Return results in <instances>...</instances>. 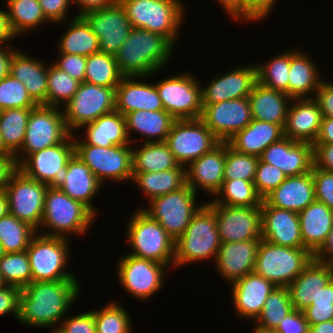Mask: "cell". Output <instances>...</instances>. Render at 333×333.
Returning a JSON list of instances; mask_svg holds the SVG:
<instances>
[{
	"instance_id": "obj_75",
	"label": "cell",
	"mask_w": 333,
	"mask_h": 333,
	"mask_svg": "<svg viewBox=\"0 0 333 333\" xmlns=\"http://www.w3.org/2000/svg\"><path fill=\"white\" fill-rule=\"evenodd\" d=\"M0 156H14L5 146L3 137L0 133Z\"/></svg>"
},
{
	"instance_id": "obj_5",
	"label": "cell",
	"mask_w": 333,
	"mask_h": 333,
	"mask_svg": "<svg viewBox=\"0 0 333 333\" xmlns=\"http://www.w3.org/2000/svg\"><path fill=\"white\" fill-rule=\"evenodd\" d=\"M220 245L215 213L204 204L175 241L174 267L211 258L215 261Z\"/></svg>"
},
{
	"instance_id": "obj_72",
	"label": "cell",
	"mask_w": 333,
	"mask_h": 333,
	"mask_svg": "<svg viewBox=\"0 0 333 333\" xmlns=\"http://www.w3.org/2000/svg\"><path fill=\"white\" fill-rule=\"evenodd\" d=\"M15 39L12 35L7 21L6 10H0V46H4V43H7Z\"/></svg>"
},
{
	"instance_id": "obj_58",
	"label": "cell",
	"mask_w": 333,
	"mask_h": 333,
	"mask_svg": "<svg viewBox=\"0 0 333 333\" xmlns=\"http://www.w3.org/2000/svg\"><path fill=\"white\" fill-rule=\"evenodd\" d=\"M277 0H242V20L247 23L263 20L275 7ZM274 6V7H273Z\"/></svg>"
},
{
	"instance_id": "obj_15",
	"label": "cell",
	"mask_w": 333,
	"mask_h": 333,
	"mask_svg": "<svg viewBox=\"0 0 333 333\" xmlns=\"http://www.w3.org/2000/svg\"><path fill=\"white\" fill-rule=\"evenodd\" d=\"M179 165L185 168L221 141L200 119L175 120L165 141Z\"/></svg>"
},
{
	"instance_id": "obj_41",
	"label": "cell",
	"mask_w": 333,
	"mask_h": 333,
	"mask_svg": "<svg viewBox=\"0 0 333 333\" xmlns=\"http://www.w3.org/2000/svg\"><path fill=\"white\" fill-rule=\"evenodd\" d=\"M9 29L16 38L49 22L38 0H6Z\"/></svg>"
},
{
	"instance_id": "obj_67",
	"label": "cell",
	"mask_w": 333,
	"mask_h": 333,
	"mask_svg": "<svg viewBox=\"0 0 333 333\" xmlns=\"http://www.w3.org/2000/svg\"><path fill=\"white\" fill-rule=\"evenodd\" d=\"M313 144H333V118L322 117L319 133Z\"/></svg>"
},
{
	"instance_id": "obj_11",
	"label": "cell",
	"mask_w": 333,
	"mask_h": 333,
	"mask_svg": "<svg viewBox=\"0 0 333 333\" xmlns=\"http://www.w3.org/2000/svg\"><path fill=\"white\" fill-rule=\"evenodd\" d=\"M62 108L39 104L32 108L21 149L14 155L17 166L27 155L62 143L71 133ZM21 155V156H20Z\"/></svg>"
},
{
	"instance_id": "obj_3",
	"label": "cell",
	"mask_w": 333,
	"mask_h": 333,
	"mask_svg": "<svg viewBox=\"0 0 333 333\" xmlns=\"http://www.w3.org/2000/svg\"><path fill=\"white\" fill-rule=\"evenodd\" d=\"M96 217L82 202L70 198L60 189L48 187L40 228L46 227L49 231L40 234L62 238H68L69 234L84 235Z\"/></svg>"
},
{
	"instance_id": "obj_46",
	"label": "cell",
	"mask_w": 333,
	"mask_h": 333,
	"mask_svg": "<svg viewBox=\"0 0 333 333\" xmlns=\"http://www.w3.org/2000/svg\"><path fill=\"white\" fill-rule=\"evenodd\" d=\"M32 108H11L0 111V133L6 148L15 155L23 145Z\"/></svg>"
},
{
	"instance_id": "obj_65",
	"label": "cell",
	"mask_w": 333,
	"mask_h": 333,
	"mask_svg": "<svg viewBox=\"0 0 333 333\" xmlns=\"http://www.w3.org/2000/svg\"><path fill=\"white\" fill-rule=\"evenodd\" d=\"M73 3L79 5V13L77 16H83L86 12L110 7L118 2V0H72ZM81 9V10H80Z\"/></svg>"
},
{
	"instance_id": "obj_68",
	"label": "cell",
	"mask_w": 333,
	"mask_h": 333,
	"mask_svg": "<svg viewBox=\"0 0 333 333\" xmlns=\"http://www.w3.org/2000/svg\"><path fill=\"white\" fill-rule=\"evenodd\" d=\"M16 168L14 156H0V190H4L10 174Z\"/></svg>"
},
{
	"instance_id": "obj_62",
	"label": "cell",
	"mask_w": 333,
	"mask_h": 333,
	"mask_svg": "<svg viewBox=\"0 0 333 333\" xmlns=\"http://www.w3.org/2000/svg\"><path fill=\"white\" fill-rule=\"evenodd\" d=\"M314 99L319 104L322 117L333 118V83L331 81L321 82Z\"/></svg>"
},
{
	"instance_id": "obj_10",
	"label": "cell",
	"mask_w": 333,
	"mask_h": 333,
	"mask_svg": "<svg viewBox=\"0 0 333 333\" xmlns=\"http://www.w3.org/2000/svg\"><path fill=\"white\" fill-rule=\"evenodd\" d=\"M196 193L188 184L184 187L153 198L149 208L141 207L151 219L157 221L176 241L187 229L192 217L205 204H195Z\"/></svg>"
},
{
	"instance_id": "obj_45",
	"label": "cell",
	"mask_w": 333,
	"mask_h": 333,
	"mask_svg": "<svg viewBox=\"0 0 333 333\" xmlns=\"http://www.w3.org/2000/svg\"><path fill=\"white\" fill-rule=\"evenodd\" d=\"M122 78L114 55L99 51L87 57L84 82L117 87Z\"/></svg>"
},
{
	"instance_id": "obj_6",
	"label": "cell",
	"mask_w": 333,
	"mask_h": 333,
	"mask_svg": "<svg viewBox=\"0 0 333 333\" xmlns=\"http://www.w3.org/2000/svg\"><path fill=\"white\" fill-rule=\"evenodd\" d=\"M127 242L132 256L148 259L174 268L175 240L140 208L128 219Z\"/></svg>"
},
{
	"instance_id": "obj_14",
	"label": "cell",
	"mask_w": 333,
	"mask_h": 333,
	"mask_svg": "<svg viewBox=\"0 0 333 333\" xmlns=\"http://www.w3.org/2000/svg\"><path fill=\"white\" fill-rule=\"evenodd\" d=\"M73 154V134H70L62 143L27 155L16 167L25 176L59 189L64 184L67 162Z\"/></svg>"
},
{
	"instance_id": "obj_23",
	"label": "cell",
	"mask_w": 333,
	"mask_h": 333,
	"mask_svg": "<svg viewBox=\"0 0 333 333\" xmlns=\"http://www.w3.org/2000/svg\"><path fill=\"white\" fill-rule=\"evenodd\" d=\"M259 160L277 166L287 177L310 172L313 166V144L284 137L272 143Z\"/></svg>"
},
{
	"instance_id": "obj_53",
	"label": "cell",
	"mask_w": 333,
	"mask_h": 333,
	"mask_svg": "<svg viewBox=\"0 0 333 333\" xmlns=\"http://www.w3.org/2000/svg\"><path fill=\"white\" fill-rule=\"evenodd\" d=\"M37 105L18 79L9 74L0 80V111L11 108H34Z\"/></svg>"
},
{
	"instance_id": "obj_70",
	"label": "cell",
	"mask_w": 333,
	"mask_h": 333,
	"mask_svg": "<svg viewBox=\"0 0 333 333\" xmlns=\"http://www.w3.org/2000/svg\"><path fill=\"white\" fill-rule=\"evenodd\" d=\"M233 20H242V0H217Z\"/></svg>"
},
{
	"instance_id": "obj_16",
	"label": "cell",
	"mask_w": 333,
	"mask_h": 333,
	"mask_svg": "<svg viewBox=\"0 0 333 333\" xmlns=\"http://www.w3.org/2000/svg\"><path fill=\"white\" fill-rule=\"evenodd\" d=\"M164 110L176 120L199 119L202 113L201 86L187 73L155 82Z\"/></svg>"
},
{
	"instance_id": "obj_18",
	"label": "cell",
	"mask_w": 333,
	"mask_h": 333,
	"mask_svg": "<svg viewBox=\"0 0 333 333\" xmlns=\"http://www.w3.org/2000/svg\"><path fill=\"white\" fill-rule=\"evenodd\" d=\"M214 213L221 243L261 240V207L205 203Z\"/></svg>"
},
{
	"instance_id": "obj_17",
	"label": "cell",
	"mask_w": 333,
	"mask_h": 333,
	"mask_svg": "<svg viewBox=\"0 0 333 333\" xmlns=\"http://www.w3.org/2000/svg\"><path fill=\"white\" fill-rule=\"evenodd\" d=\"M117 276L121 288L141 300H147L163 286L168 265L148 259L138 258L130 254L120 257Z\"/></svg>"
},
{
	"instance_id": "obj_78",
	"label": "cell",
	"mask_w": 333,
	"mask_h": 333,
	"mask_svg": "<svg viewBox=\"0 0 333 333\" xmlns=\"http://www.w3.org/2000/svg\"><path fill=\"white\" fill-rule=\"evenodd\" d=\"M254 333H277L276 331H253Z\"/></svg>"
},
{
	"instance_id": "obj_63",
	"label": "cell",
	"mask_w": 333,
	"mask_h": 333,
	"mask_svg": "<svg viewBox=\"0 0 333 333\" xmlns=\"http://www.w3.org/2000/svg\"><path fill=\"white\" fill-rule=\"evenodd\" d=\"M313 165L333 172V144H313Z\"/></svg>"
},
{
	"instance_id": "obj_57",
	"label": "cell",
	"mask_w": 333,
	"mask_h": 333,
	"mask_svg": "<svg viewBox=\"0 0 333 333\" xmlns=\"http://www.w3.org/2000/svg\"><path fill=\"white\" fill-rule=\"evenodd\" d=\"M59 328L65 333H96L94 312L88 311L76 316L66 317Z\"/></svg>"
},
{
	"instance_id": "obj_28",
	"label": "cell",
	"mask_w": 333,
	"mask_h": 333,
	"mask_svg": "<svg viewBox=\"0 0 333 333\" xmlns=\"http://www.w3.org/2000/svg\"><path fill=\"white\" fill-rule=\"evenodd\" d=\"M288 108L285 137L313 144L318 136L322 114L314 98H294Z\"/></svg>"
},
{
	"instance_id": "obj_69",
	"label": "cell",
	"mask_w": 333,
	"mask_h": 333,
	"mask_svg": "<svg viewBox=\"0 0 333 333\" xmlns=\"http://www.w3.org/2000/svg\"><path fill=\"white\" fill-rule=\"evenodd\" d=\"M15 47L0 46V80L10 74V63L13 53L17 50Z\"/></svg>"
},
{
	"instance_id": "obj_30",
	"label": "cell",
	"mask_w": 333,
	"mask_h": 333,
	"mask_svg": "<svg viewBox=\"0 0 333 333\" xmlns=\"http://www.w3.org/2000/svg\"><path fill=\"white\" fill-rule=\"evenodd\" d=\"M263 200L269 206L301 212L315 200L312 172L287 177Z\"/></svg>"
},
{
	"instance_id": "obj_13",
	"label": "cell",
	"mask_w": 333,
	"mask_h": 333,
	"mask_svg": "<svg viewBox=\"0 0 333 333\" xmlns=\"http://www.w3.org/2000/svg\"><path fill=\"white\" fill-rule=\"evenodd\" d=\"M48 185L25 176L17 168L10 174L5 185L9 213L30 224L40 232Z\"/></svg>"
},
{
	"instance_id": "obj_38",
	"label": "cell",
	"mask_w": 333,
	"mask_h": 333,
	"mask_svg": "<svg viewBox=\"0 0 333 333\" xmlns=\"http://www.w3.org/2000/svg\"><path fill=\"white\" fill-rule=\"evenodd\" d=\"M124 117L129 139L135 132L145 137L146 143L166 141L172 124L176 120L165 110H137L125 114Z\"/></svg>"
},
{
	"instance_id": "obj_73",
	"label": "cell",
	"mask_w": 333,
	"mask_h": 333,
	"mask_svg": "<svg viewBox=\"0 0 333 333\" xmlns=\"http://www.w3.org/2000/svg\"><path fill=\"white\" fill-rule=\"evenodd\" d=\"M307 333H333V320L309 325Z\"/></svg>"
},
{
	"instance_id": "obj_27",
	"label": "cell",
	"mask_w": 333,
	"mask_h": 333,
	"mask_svg": "<svg viewBox=\"0 0 333 333\" xmlns=\"http://www.w3.org/2000/svg\"><path fill=\"white\" fill-rule=\"evenodd\" d=\"M260 240L221 243L215 264L219 275L231 284L254 272Z\"/></svg>"
},
{
	"instance_id": "obj_39",
	"label": "cell",
	"mask_w": 333,
	"mask_h": 333,
	"mask_svg": "<svg viewBox=\"0 0 333 333\" xmlns=\"http://www.w3.org/2000/svg\"><path fill=\"white\" fill-rule=\"evenodd\" d=\"M134 182L147 196L153 198L176 191L186 185V168L178 165L176 168L162 172H133Z\"/></svg>"
},
{
	"instance_id": "obj_47",
	"label": "cell",
	"mask_w": 333,
	"mask_h": 333,
	"mask_svg": "<svg viewBox=\"0 0 333 333\" xmlns=\"http://www.w3.org/2000/svg\"><path fill=\"white\" fill-rule=\"evenodd\" d=\"M37 230L8 213L0 219V242L5 253L26 251Z\"/></svg>"
},
{
	"instance_id": "obj_56",
	"label": "cell",
	"mask_w": 333,
	"mask_h": 333,
	"mask_svg": "<svg viewBox=\"0 0 333 333\" xmlns=\"http://www.w3.org/2000/svg\"><path fill=\"white\" fill-rule=\"evenodd\" d=\"M60 57L52 64L59 70L66 72L76 81L83 83L87 57L77 54L59 53Z\"/></svg>"
},
{
	"instance_id": "obj_37",
	"label": "cell",
	"mask_w": 333,
	"mask_h": 333,
	"mask_svg": "<svg viewBox=\"0 0 333 333\" xmlns=\"http://www.w3.org/2000/svg\"><path fill=\"white\" fill-rule=\"evenodd\" d=\"M84 127L86 138H83V141L88 145L111 147L135 144V141L128 137L125 117L117 110L100 116L82 128Z\"/></svg>"
},
{
	"instance_id": "obj_43",
	"label": "cell",
	"mask_w": 333,
	"mask_h": 333,
	"mask_svg": "<svg viewBox=\"0 0 333 333\" xmlns=\"http://www.w3.org/2000/svg\"><path fill=\"white\" fill-rule=\"evenodd\" d=\"M294 311L287 287H275L267 296L254 331H274L280 321Z\"/></svg>"
},
{
	"instance_id": "obj_40",
	"label": "cell",
	"mask_w": 333,
	"mask_h": 333,
	"mask_svg": "<svg viewBox=\"0 0 333 333\" xmlns=\"http://www.w3.org/2000/svg\"><path fill=\"white\" fill-rule=\"evenodd\" d=\"M59 53L77 54L85 57L99 52V39L83 16L73 17L68 30L58 42Z\"/></svg>"
},
{
	"instance_id": "obj_26",
	"label": "cell",
	"mask_w": 333,
	"mask_h": 333,
	"mask_svg": "<svg viewBox=\"0 0 333 333\" xmlns=\"http://www.w3.org/2000/svg\"><path fill=\"white\" fill-rule=\"evenodd\" d=\"M147 76H123L116 87L115 110L123 116L137 110H164L155 83L140 82Z\"/></svg>"
},
{
	"instance_id": "obj_2",
	"label": "cell",
	"mask_w": 333,
	"mask_h": 333,
	"mask_svg": "<svg viewBox=\"0 0 333 333\" xmlns=\"http://www.w3.org/2000/svg\"><path fill=\"white\" fill-rule=\"evenodd\" d=\"M173 50L174 45L165 36L132 28L115 60L123 76H150L168 64Z\"/></svg>"
},
{
	"instance_id": "obj_77",
	"label": "cell",
	"mask_w": 333,
	"mask_h": 333,
	"mask_svg": "<svg viewBox=\"0 0 333 333\" xmlns=\"http://www.w3.org/2000/svg\"><path fill=\"white\" fill-rule=\"evenodd\" d=\"M6 286L5 282L3 281L2 279V275H1V272H0V288Z\"/></svg>"
},
{
	"instance_id": "obj_1",
	"label": "cell",
	"mask_w": 333,
	"mask_h": 333,
	"mask_svg": "<svg viewBox=\"0 0 333 333\" xmlns=\"http://www.w3.org/2000/svg\"><path fill=\"white\" fill-rule=\"evenodd\" d=\"M80 289L78 280L31 282L21 289L17 320L26 326L59 327Z\"/></svg>"
},
{
	"instance_id": "obj_4",
	"label": "cell",
	"mask_w": 333,
	"mask_h": 333,
	"mask_svg": "<svg viewBox=\"0 0 333 333\" xmlns=\"http://www.w3.org/2000/svg\"><path fill=\"white\" fill-rule=\"evenodd\" d=\"M118 2L124 8L132 28L161 34L175 46L185 16L182 1L118 0Z\"/></svg>"
},
{
	"instance_id": "obj_36",
	"label": "cell",
	"mask_w": 333,
	"mask_h": 333,
	"mask_svg": "<svg viewBox=\"0 0 333 333\" xmlns=\"http://www.w3.org/2000/svg\"><path fill=\"white\" fill-rule=\"evenodd\" d=\"M309 56L304 51L302 53L299 49H291L288 96L292 99L314 98L319 85L324 80L319 76L321 74L318 72L319 68L316 66V63Z\"/></svg>"
},
{
	"instance_id": "obj_50",
	"label": "cell",
	"mask_w": 333,
	"mask_h": 333,
	"mask_svg": "<svg viewBox=\"0 0 333 333\" xmlns=\"http://www.w3.org/2000/svg\"><path fill=\"white\" fill-rule=\"evenodd\" d=\"M118 303L112 300L102 309H94L96 333H130L131 315Z\"/></svg>"
},
{
	"instance_id": "obj_54",
	"label": "cell",
	"mask_w": 333,
	"mask_h": 333,
	"mask_svg": "<svg viewBox=\"0 0 333 333\" xmlns=\"http://www.w3.org/2000/svg\"><path fill=\"white\" fill-rule=\"evenodd\" d=\"M286 178L287 176L277 166L259 160L253 183L255 184L258 195L264 199Z\"/></svg>"
},
{
	"instance_id": "obj_74",
	"label": "cell",
	"mask_w": 333,
	"mask_h": 333,
	"mask_svg": "<svg viewBox=\"0 0 333 333\" xmlns=\"http://www.w3.org/2000/svg\"><path fill=\"white\" fill-rule=\"evenodd\" d=\"M9 213L8 197L5 190H0V219Z\"/></svg>"
},
{
	"instance_id": "obj_66",
	"label": "cell",
	"mask_w": 333,
	"mask_h": 333,
	"mask_svg": "<svg viewBox=\"0 0 333 333\" xmlns=\"http://www.w3.org/2000/svg\"><path fill=\"white\" fill-rule=\"evenodd\" d=\"M314 260L321 263L333 264V225L326 238V241L314 254Z\"/></svg>"
},
{
	"instance_id": "obj_29",
	"label": "cell",
	"mask_w": 333,
	"mask_h": 333,
	"mask_svg": "<svg viewBox=\"0 0 333 333\" xmlns=\"http://www.w3.org/2000/svg\"><path fill=\"white\" fill-rule=\"evenodd\" d=\"M333 279V264L312 260L288 285L294 310L303 311L317 298L322 288Z\"/></svg>"
},
{
	"instance_id": "obj_34",
	"label": "cell",
	"mask_w": 333,
	"mask_h": 333,
	"mask_svg": "<svg viewBox=\"0 0 333 333\" xmlns=\"http://www.w3.org/2000/svg\"><path fill=\"white\" fill-rule=\"evenodd\" d=\"M101 184L90 168L74 153L67 162L65 181L59 189L70 198L82 202L97 215L92 199L97 196Z\"/></svg>"
},
{
	"instance_id": "obj_7",
	"label": "cell",
	"mask_w": 333,
	"mask_h": 333,
	"mask_svg": "<svg viewBox=\"0 0 333 333\" xmlns=\"http://www.w3.org/2000/svg\"><path fill=\"white\" fill-rule=\"evenodd\" d=\"M314 259L306 248H291L260 240L254 272L276 287H288Z\"/></svg>"
},
{
	"instance_id": "obj_35",
	"label": "cell",
	"mask_w": 333,
	"mask_h": 333,
	"mask_svg": "<svg viewBox=\"0 0 333 333\" xmlns=\"http://www.w3.org/2000/svg\"><path fill=\"white\" fill-rule=\"evenodd\" d=\"M303 244L313 255L321 248L333 225V210L314 200L298 213Z\"/></svg>"
},
{
	"instance_id": "obj_24",
	"label": "cell",
	"mask_w": 333,
	"mask_h": 333,
	"mask_svg": "<svg viewBox=\"0 0 333 333\" xmlns=\"http://www.w3.org/2000/svg\"><path fill=\"white\" fill-rule=\"evenodd\" d=\"M227 142H220L186 167V184L196 193L205 190L211 196L220 190L224 180Z\"/></svg>"
},
{
	"instance_id": "obj_55",
	"label": "cell",
	"mask_w": 333,
	"mask_h": 333,
	"mask_svg": "<svg viewBox=\"0 0 333 333\" xmlns=\"http://www.w3.org/2000/svg\"><path fill=\"white\" fill-rule=\"evenodd\" d=\"M311 172L314 180L315 200L333 210V172L321 170L314 165Z\"/></svg>"
},
{
	"instance_id": "obj_51",
	"label": "cell",
	"mask_w": 333,
	"mask_h": 333,
	"mask_svg": "<svg viewBox=\"0 0 333 333\" xmlns=\"http://www.w3.org/2000/svg\"><path fill=\"white\" fill-rule=\"evenodd\" d=\"M79 85L80 82L51 63L47 76V105L61 108L63 103L65 105L72 99Z\"/></svg>"
},
{
	"instance_id": "obj_21",
	"label": "cell",
	"mask_w": 333,
	"mask_h": 333,
	"mask_svg": "<svg viewBox=\"0 0 333 333\" xmlns=\"http://www.w3.org/2000/svg\"><path fill=\"white\" fill-rule=\"evenodd\" d=\"M256 82V64L251 63V65L231 69L211 79L206 87H201L202 104H216L248 97Z\"/></svg>"
},
{
	"instance_id": "obj_42",
	"label": "cell",
	"mask_w": 333,
	"mask_h": 333,
	"mask_svg": "<svg viewBox=\"0 0 333 333\" xmlns=\"http://www.w3.org/2000/svg\"><path fill=\"white\" fill-rule=\"evenodd\" d=\"M141 148H132L133 172H162L179 164L167 143L148 142Z\"/></svg>"
},
{
	"instance_id": "obj_9",
	"label": "cell",
	"mask_w": 333,
	"mask_h": 333,
	"mask_svg": "<svg viewBox=\"0 0 333 333\" xmlns=\"http://www.w3.org/2000/svg\"><path fill=\"white\" fill-rule=\"evenodd\" d=\"M74 153L90 168L101 183L105 180L128 182L133 179L132 144L100 147L76 140Z\"/></svg>"
},
{
	"instance_id": "obj_60",
	"label": "cell",
	"mask_w": 333,
	"mask_h": 333,
	"mask_svg": "<svg viewBox=\"0 0 333 333\" xmlns=\"http://www.w3.org/2000/svg\"><path fill=\"white\" fill-rule=\"evenodd\" d=\"M21 289L6 285L0 288V316L13 315L18 319Z\"/></svg>"
},
{
	"instance_id": "obj_71",
	"label": "cell",
	"mask_w": 333,
	"mask_h": 333,
	"mask_svg": "<svg viewBox=\"0 0 333 333\" xmlns=\"http://www.w3.org/2000/svg\"><path fill=\"white\" fill-rule=\"evenodd\" d=\"M333 304V279L321 289L317 298L311 305H330Z\"/></svg>"
},
{
	"instance_id": "obj_79",
	"label": "cell",
	"mask_w": 333,
	"mask_h": 333,
	"mask_svg": "<svg viewBox=\"0 0 333 333\" xmlns=\"http://www.w3.org/2000/svg\"><path fill=\"white\" fill-rule=\"evenodd\" d=\"M4 254H5V252H4L1 242H0V257H2Z\"/></svg>"
},
{
	"instance_id": "obj_32",
	"label": "cell",
	"mask_w": 333,
	"mask_h": 333,
	"mask_svg": "<svg viewBox=\"0 0 333 333\" xmlns=\"http://www.w3.org/2000/svg\"><path fill=\"white\" fill-rule=\"evenodd\" d=\"M284 137L281 125L252 119L249 125L226 142L237 152L259 157L272 143Z\"/></svg>"
},
{
	"instance_id": "obj_44",
	"label": "cell",
	"mask_w": 333,
	"mask_h": 333,
	"mask_svg": "<svg viewBox=\"0 0 333 333\" xmlns=\"http://www.w3.org/2000/svg\"><path fill=\"white\" fill-rule=\"evenodd\" d=\"M214 197L208 203L239 207H261L263 201L256 191L255 184L241 179L223 180L220 190Z\"/></svg>"
},
{
	"instance_id": "obj_48",
	"label": "cell",
	"mask_w": 333,
	"mask_h": 333,
	"mask_svg": "<svg viewBox=\"0 0 333 333\" xmlns=\"http://www.w3.org/2000/svg\"><path fill=\"white\" fill-rule=\"evenodd\" d=\"M291 65V51L276 54L265 63L256 64L257 82L288 95V76Z\"/></svg>"
},
{
	"instance_id": "obj_52",
	"label": "cell",
	"mask_w": 333,
	"mask_h": 333,
	"mask_svg": "<svg viewBox=\"0 0 333 333\" xmlns=\"http://www.w3.org/2000/svg\"><path fill=\"white\" fill-rule=\"evenodd\" d=\"M259 157L237 152L227 143L224 180L241 179L254 182Z\"/></svg>"
},
{
	"instance_id": "obj_33",
	"label": "cell",
	"mask_w": 333,
	"mask_h": 333,
	"mask_svg": "<svg viewBox=\"0 0 333 333\" xmlns=\"http://www.w3.org/2000/svg\"><path fill=\"white\" fill-rule=\"evenodd\" d=\"M248 101L252 119L285 127L289 103L292 101L286 93L256 82L248 96Z\"/></svg>"
},
{
	"instance_id": "obj_31",
	"label": "cell",
	"mask_w": 333,
	"mask_h": 333,
	"mask_svg": "<svg viewBox=\"0 0 333 333\" xmlns=\"http://www.w3.org/2000/svg\"><path fill=\"white\" fill-rule=\"evenodd\" d=\"M38 58L16 50L10 63V75L24 84L31 98L39 105H47L48 65Z\"/></svg>"
},
{
	"instance_id": "obj_25",
	"label": "cell",
	"mask_w": 333,
	"mask_h": 333,
	"mask_svg": "<svg viewBox=\"0 0 333 333\" xmlns=\"http://www.w3.org/2000/svg\"><path fill=\"white\" fill-rule=\"evenodd\" d=\"M232 303L240 318L253 320L260 315L267 296L276 287L271 281L255 272L249 273L232 284Z\"/></svg>"
},
{
	"instance_id": "obj_12",
	"label": "cell",
	"mask_w": 333,
	"mask_h": 333,
	"mask_svg": "<svg viewBox=\"0 0 333 333\" xmlns=\"http://www.w3.org/2000/svg\"><path fill=\"white\" fill-rule=\"evenodd\" d=\"M116 87L80 83L72 99L62 107L71 134L100 116L115 110ZM64 108V109H63Z\"/></svg>"
},
{
	"instance_id": "obj_19",
	"label": "cell",
	"mask_w": 333,
	"mask_h": 333,
	"mask_svg": "<svg viewBox=\"0 0 333 333\" xmlns=\"http://www.w3.org/2000/svg\"><path fill=\"white\" fill-rule=\"evenodd\" d=\"M202 106L199 119L221 142H226L252 121L248 97Z\"/></svg>"
},
{
	"instance_id": "obj_22",
	"label": "cell",
	"mask_w": 333,
	"mask_h": 333,
	"mask_svg": "<svg viewBox=\"0 0 333 333\" xmlns=\"http://www.w3.org/2000/svg\"><path fill=\"white\" fill-rule=\"evenodd\" d=\"M262 239L279 246L305 248L297 212L261 204Z\"/></svg>"
},
{
	"instance_id": "obj_20",
	"label": "cell",
	"mask_w": 333,
	"mask_h": 333,
	"mask_svg": "<svg viewBox=\"0 0 333 333\" xmlns=\"http://www.w3.org/2000/svg\"><path fill=\"white\" fill-rule=\"evenodd\" d=\"M83 17L99 39V50L114 55L128 38L132 25L119 2L86 12Z\"/></svg>"
},
{
	"instance_id": "obj_49",
	"label": "cell",
	"mask_w": 333,
	"mask_h": 333,
	"mask_svg": "<svg viewBox=\"0 0 333 333\" xmlns=\"http://www.w3.org/2000/svg\"><path fill=\"white\" fill-rule=\"evenodd\" d=\"M0 272L6 285L23 289L32 282V272L26 251L5 253L0 257Z\"/></svg>"
},
{
	"instance_id": "obj_76",
	"label": "cell",
	"mask_w": 333,
	"mask_h": 333,
	"mask_svg": "<svg viewBox=\"0 0 333 333\" xmlns=\"http://www.w3.org/2000/svg\"><path fill=\"white\" fill-rule=\"evenodd\" d=\"M57 326H55V327H53V331H51V332H53V333H65L63 330H61L59 327H57Z\"/></svg>"
},
{
	"instance_id": "obj_59",
	"label": "cell",
	"mask_w": 333,
	"mask_h": 333,
	"mask_svg": "<svg viewBox=\"0 0 333 333\" xmlns=\"http://www.w3.org/2000/svg\"><path fill=\"white\" fill-rule=\"evenodd\" d=\"M49 23H64L72 0H38Z\"/></svg>"
},
{
	"instance_id": "obj_61",
	"label": "cell",
	"mask_w": 333,
	"mask_h": 333,
	"mask_svg": "<svg viewBox=\"0 0 333 333\" xmlns=\"http://www.w3.org/2000/svg\"><path fill=\"white\" fill-rule=\"evenodd\" d=\"M309 324L305 320L303 311L294 310L284 317L274 330L277 333H307Z\"/></svg>"
},
{
	"instance_id": "obj_64",
	"label": "cell",
	"mask_w": 333,
	"mask_h": 333,
	"mask_svg": "<svg viewBox=\"0 0 333 333\" xmlns=\"http://www.w3.org/2000/svg\"><path fill=\"white\" fill-rule=\"evenodd\" d=\"M305 320L309 325L333 320V304L310 305L303 310Z\"/></svg>"
},
{
	"instance_id": "obj_8",
	"label": "cell",
	"mask_w": 333,
	"mask_h": 333,
	"mask_svg": "<svg viewBox=\"0 0 333 333\" xmlns=\"http://www.w3.org/2000/svg\"><path fill=\"white\" fill-rule=\"evenodd\" d=\"M67 238L36 233L26 253L32 272V282L77 280L76 275L66 271L69 263Z\"/></svg>"
}]
</instances>
